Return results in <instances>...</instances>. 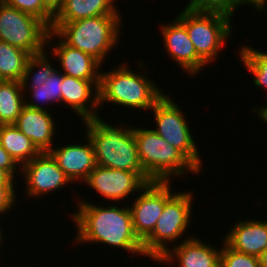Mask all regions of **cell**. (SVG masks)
<instances>
[{"mask_svg": "<svg viewBox=\"0 0 267 267\" xmlns=\"http://www.w3.org/2000/svg\"><path fill=\"white\" fill-rule=\"evenodd\" d=\"M30 56L20 48L0 41V78L21 82Z\"/></svg>", "mask_w": 267, "mask_h": 267, "instance_id": "cell-23", "label": "cell"}, {"mask_svg": "<svg viewBox=\"0 0 267 267\" xmlns=\"http://www.w3.org/2000/svg\"><path fill=\"white\" fill-rule=\"evenodd\" d=\"M254 110H256L255 112H257L258 117L264 121L265 123H267V106L263 105L262 108H256L254 107Z\"/></svg>", "mask_w": 267, "mask_h": 267, "instance_id": "cell-35", "label": "cell"}, {"mask_svg": "<svg viewBox=\"0 0 267 267\" xmlns=\"http://www.w3.org/2000/svg\"><path fill=\"white\" fill-rule=\"evenodd\" d=\"M0 145L20 167L41 153L14 124L0 125Z\"/></svg>", "mask_w": 267, "mask_h": 267, "instance_id": "cell-21", "label": "cell"}, {"mask_svg": "<svg viewBox=\"0 0 267 267\" xmlns=\"http://www.w3.org/2000/svg\"><path fill=\"white\" fill-rule=\"evenodd\" d=\"M222 242L220 267H260L259 257L235 251Z\"/></svg>", "mask_w": 267, "mask_h": 267, "instance_id": "cell-29", "label": "cell"}, {"mask_svg": "<svg viewBox=\"0 0 267 267\" xmlns=\"http://www.w3.org/2000/svg\"><path fill=\"white\" fill-rule=\"evenodd\" d=\"M14 186H0V215L10 211L16 202Z\"/></svg>", "mask_w": 267, "mask_h": 267, "instance_id": "cell-30", "label": "cell"}, {"mask_svg": "<svg viewBox=\"0 0 267 267\" xmlns=\"http://www.w3.org/2000/svg\"><path fill=\"white\" fill-rule=\"evenodd\" d=\"M121 21L120 15H100L52 24L46 45H52L54 37H60L67 45L90 54L102 64L119 41Z\"/></svg>", "mask_w": 267, "mask_h": 267, "instance_id": "cell-2", "label": "cell"}, {"mask_svg": "<svg viewBox=\"0 0 267 267\" xmlns=\"http://www.w3.org/2000/svg\"><path fill=\"white\" fill-rule=\"evenodd\" d=\"M172 98L164 95L151 109L155 114L156 126L152 130L168 144L180 151L200 172V153L192 137L186 116Z\"/></svg>", "mask_w": 267, "mask_h": 267, "instance_id": "cell-9", "label": "cell"}, {"mask_svg": "<svg viewBox=\"0 0 267 267\" xmlns=\"http://www.w3.org/2000/svg\"><path fill=\"white\" fill-rule=\"evenodd\" d=\"M224 242L235 251L259 257L267 250V222L248 218L238 221Z\"/></svg>", "mask_w": 267, "mask_h": 267, "instance_id": "cell-18", "label": "cell"}, {"mask_svg": "<svg viewBox=\"0 0 267 267\" xmlns=\"http://www.w3.org/2000/svg\"><path fill=\"white\" fill-rule=\"evenodd\" d=\"M154 83L146 75L130 70L124 62L113 71L101 73L99 106L110 102L150 110L165 95Z\"/></svg>", "mask_w": 267, "mask_h": 267, "instance_id": "cell-4", "label": "cell"}, {"mask_svg": "<svg viewBox=\"0 0 267 267\" xmlns=\"http://www.w3.org/2000/svg\"><path fill=\"white\" fill-rule=\"evenodd\" d=\"M117 0H64L54 15L52 24H65L100 15H120L114 2Z\"/></svg>", "mask_w": 267, "mask_h": 267, "instance_id": "cell-20", "label": "cell"}, {"mask_svg": "<svg viewBox=\"0 0 267 267\" xmlns=\"http://www.w3.org/2000/svg\"><path fill=\"white\" fill-rule=\"evenodd\" d=\"M138 157L145 173L153 181H170L172 176L180 177L200 171L175 147L168 144L152 129L133 128Z\"/></svg>", "mask_w": 267, "mask_h": 267, "instance_id": "cell-5", "label": "cell"}, {"mask_svg": "<svg viewBox=\"0 0 267 267\" xmlns=\"http://www.w3.org/2000/svg\"><path fill=\"white\" fill-rule=\"evenodd\" d=\"M260 267H267V250L259 256Z\"/></svg>", "mask_w": 267, "mask_h": 267, "instance_id": "cell-36", "label": "cell"}, {"mask_svg": "<svg viewBox=\"0 0 267 267\" xmlns=\"http://www.w3.org/2000/svg\"><path fill=\"white\" fill-rule=\"evenodd\" d=\"M240 49L239 54L244 67L254 76V86L267 90V52L248 46Z\"/></svg>", "mask_w": 267, "mask_h": 267, "instance_id": "cell-26", "label": "cell"}, {"mask_svg": "<svg viewBox=\"0 0 267 267\" xmlns=\"http://www.w3.org/2000/svg\"><path fill=\"white\" fill-rule=\"evenodd\" d=\"M85 138L86 144L69 143L48 152L71 182L85 181L97 165L93 145L88 136Z\"/></svg>", "mask_w": 267, "mask_h": 267, "instance_id": "cell-16", "label": "cell"}, {"mask_svg": "<svg viewBox=\"0 0 267 267\" xmlns=\"http://www.w3.org/2000/svg\"><path fill=\"white\" fill-rule=\"evenodd\" d=\"M169 181H152L129 206L135 234L143 241L153 230L171 193Z\"/></svg>", "mask_w": 267, "mask_h": 267, "instance_id": "cell-10", "label": "cell"}, {"mask_svg": "<svg viewBox=\"0 0 267 267\" xmlns=\"http://www.w3.org/2000/svg\"><path fill=\"white\" fill-rule=\"evenodd\" d=\"M86 136L90 139L96 164L111 169H120L136 174H146L138 157L133 128L104 122L100 116L84 121ZM124 128H123V127Z\"/></svg>", "mask_w": 267, "mask_h": 267, "instance_id": "cell-3", "label": "cell"}, {"mask_svg": "<svg viewBox=\"0 0 267 267\" xmlns=\"http://www.w3.org/2000/svg\"><path fill=\"white\" fill-rule=\"evenodd\" d=\"M47 55L48 53L44 51L40 54L30 56L28 59L23 79L21 80L24 92L27 91L26 89L28 88H36L44 85L46 79H48L55 71L54 67H52L49 62ZM34 69L35 71H33Z\"/></svg>", "mask_w": 267, "mask_h": 267, "instance_id": "cell-25", "label": "cell"}, {"mask_svg": "<svg viewBox=\"0 0 267 267\" xmlns=\"http://www.w3.org/2000/svg\"><path fill=\"white\" fill-rule=\"evenodd\" d=\"M64 0H42V3L55 15L62 7Z\"/></svg>", "mask_w": 267, "mask_h": 267, "instance_id": "cell-33", "label": "cell"}, {"mask_svg": "<svg viewBox=\"0 0 267 267\" xmlns=\"http://www.w3.org/2000/svg\"><path fill=\"white\" fill-rule=\"evenodd\" d=\"M5 4L29 13L42 20L51 28L54 14L42 3V0H1Z\"/></svg>", "mask_w": 267, "mask_h": 267, "instance_id": "cell-28", "label": "cell"}, {"mask_svg": "<svg viewBox=\"0 0 267 267\" xmlns=\"http://www.w3.org/2000/svg\"><path fill=\"white\" fill-rule=\"evenodd\" d=\"M22 83L14 80L0 82V125L15 124L25 105Z\"/></svg>", "mask_w": 267, "mask_h": 267, "instance_id": "cell-22", "label": "cell"}, {"mask_svg": "<svg viewBox=\"0 0 267 267\" xmlns=\"http://www.w3.org/2000/svg\"><path fill=\"white\" fill-rule=\"evenodd\" d=\"M50 28L38 17L0 0V41L37 55L46 50Z\"/></svg>", "mask_w": 267, "mask_h": 267, "instance_id": "cell-8", "label": "cell"}, {"mask_svg": "<svg viewBox=\"0 0 267 267\" xmlns=\"http://www.w3.org/2000/svg\"><path fill=\"white\" fill-rule=\"evenodd\" d=\"M238 6H241L239 0H190L185 8L199 12H217L232 18Z\"/></svg>", "mask_w": 267, "mask_h": 267, "instance_id": "cell-27", "label": "cell"}, {"mask_svg": "<svg viewBox=\"0 0 267 267\" xmlns=\"http://www.w3.org/2000/svg\"><path fill=\"white\" fill-rule=\"evenodd\" d=\"M62 81H63V71L60 73L57 69L50 75L44 85L36 88H29V92L31 93L30 98L31 101L25 99V105L30 108L47 110L43 108V104L50 105L49 103H62ZM29 101V102H28ZM41 103L42 106H41Z\"/></svg>", "mask_w": 267, "mask_h": 267, "instance_id": "cell-24", "label": "cell"}, {"mask_svg": "<svg viewBox=\"0 0 267 267\" xmlns=\"http://www.w3.org/2000/svg\"><path fill=\"white\" fill-rule=\"evenodd\" d=\"M14 161V159L4 150L0 145V168L7 171L13 178L15 177V172L17 168L20 169V166Z\"/></svg>", "mask_w": 267, "mask_h": 267, "instance_id": "cell-31", "label": "cell"}, {"mask_svg": "<svg viewBox=\"0 0 267 267\" xmlns=\"http://www.w3.org/2000/svg\"><path fill=\"white\" fill-rule=\"evenodd\" d=\"M174 246L158 259L160 263L173 264L177 260L179 267H220L222 249L217 250L199 238L188 237Z\"/></svg>", "mask_w": 267, "mask_h": 267, "instance_id": "cell-15", "label": "cell"}, {"mask_svg": "<svg viewBox=\"0 0 267 267\" xmlns=\"http://www.w3.org/2000/svg\"><path fill=\"white\" fill-rule=\"evenodd\" d=\"M266 2H267V0H239V3L242 5V4H244V5H246V3L249 5H251L252 4V6L256 9V10H258V12H261L262 13V11H265L266 10Z\"/></svg>", "mask_w": 267, "mask_h": 267, "instance_id": "cell-32", "label": "cell"}, {"mask_svg": "<svg viewBox=\"0 0 267 267\" xmlns=\"http://www.w3.org/2000/svg\"><path fill=\"white\" fill-rule=\"evenodd\" d=\"M78 206V211L72 215L78 230L76 243L99 242L145 256L143 242L135 234L128 205L122 208L117 205L102 207L80 200Z\"/></svg>", "mask_w": 267, "mask_h": 267, "instance_id": "cell-1", "label": "cell"}, {"mask_svg": "<svg viewBox=\"0 0 267 267\" xmlns=\"http://www.w3.org/2000/svg\"><path fill=\"white\" fill-rule=\"evenodd\" d=\"M54 45L52 55L59 58L65 75L82 80H100L101 63L90 54L67 45L62 39Z\"/></svg>", "mask_w": 267, "mask_h": 267, "instance_id": "cell-19", "label": "cell"}, {"mask_svg": "<svg viewBox=\"0 0 267 267\" xmlns=\"http://www.w3.org/2000/svg\"><path fill=\"white\" fill-rule=\"evenodd\" d=\"M173 21L161 26L164 48L183 71L197 75L207 64L198 56L186 27L177 18Z\"/></svg>", "mask_w": 267, "mask_h": 267, "instance_id": "cell-13", "label": "cell"}, {"mask_svg": "<svg viewBox=\"0 0 267 267\" xmlns=\"http://www.w3.org/2000/svg\"><path fill=\"white\" fill-rule=\"evenodd\" d=\"M20 169L29 197L55 192L71 182L48 152L40 153Z\"/></svg>", "mask_w": 267, "mask_h": 267, "instance_id": "cell-12", "label": "cell"}, {"mask_svg": "<svg viewBox=\"0 0 267 267\" xmlns=\"http://www.w3.org/2000/svg\"><path fill=\"white\" fill-rule=\"evenodd\" d=\"M180 13L176 18L186 27L198 56L206 64L214 62L225 46V40L232 34L231 17L217 12H199L187 8Z\"/></svg>", "mask_w": 267, "mask_h": 267, "instance_id": "cell-7", "label": "cell"}, {"mask_svg": "<svg viewBox=\"0 0 267 267\" xmlns=\"http://www.w3.org/2000/svg\"><path fill=\"white\" fill-rule=\"evenodd\" d=\"M99 85L100 80H82L63 74L62 102L82 120H91L99 116Z\"/></svg>", "mask_w": 267, "mask_h": 267, "instance_id": "cell-14", "label": "cell"}, {"mask_svg": "<svg viewBox=\"0 0 267 267\" xmlns=\"http://www.w3.org/2000/svg\"><path fill=\"white\" fill-rule=\"evenodd\" d=\"M48 110L22 107L21 113L14 124L36 148L42 152H49L53 146V135L56 124Z\"/></svg>", "mask_w": 267, "mask_h": 267, "instance_id": "cell-17", "label": "cell"}, {"mask_svg": "<svg viewBox=\"0 0 267 267\" xmlns=\"http://www.w3.org/2000/svg\"><path fill=\"white\" fill-rule=\"evenodd\" d=\"M193 194L174 192L165 202L163 212L156 222L154 230L142 241L146 256L155 261L162 257L170 242L177 241L191 222Z\"/></svg>", "mask_w": 267, "mask_h": 267, "instance_id": "cell-6", "label": "cell"}, {"mask_svg": "<svg viewBox=\"0 0 267 267\" xmlns=\"http://www.w3.org/2000/svg\"><path fill=\"white\" fill-rule=\"evenodd\" d=\"M0 186H16L14 178L5 170L0 168Z\"/></svg>", "mask_w": 267, "mask_h": 267, "instance_id": "cell-34", "label": "cell"}, {"mask_svg": "<svg viewBox=\"0 0 267 267\" xmlns=\"http://www.w3.org/2000/svg\"><path fill=\"white\" fill-rule=\"evenodd\" d=\"M1 231H2V229H1V226H0V246H1V242H2V240H4V239H3V236H2V235H3V234H2L3 231H2V232H1Z\"/></svg>", "mask_w": 267, "mask_h": 267, "instance_id": "cell-37", "label": "cell"}, {"mask_svg": "<svg viewBox=\"0 0 267 267\" xmlns=\"http://www.w3.org/2000/svg\"><path fill=\"white\" fill-rule=\"evenodd\" d=\"M153 180L147 174H136L120 169H111L96 165L89 173L85 183L103 196V199L123 200L130 194L142 189Z\"/></svg>", "mask_w": 267, "mask_h": 267, "instance_id": "cell-11", "label": "cell"}]
</instances>
